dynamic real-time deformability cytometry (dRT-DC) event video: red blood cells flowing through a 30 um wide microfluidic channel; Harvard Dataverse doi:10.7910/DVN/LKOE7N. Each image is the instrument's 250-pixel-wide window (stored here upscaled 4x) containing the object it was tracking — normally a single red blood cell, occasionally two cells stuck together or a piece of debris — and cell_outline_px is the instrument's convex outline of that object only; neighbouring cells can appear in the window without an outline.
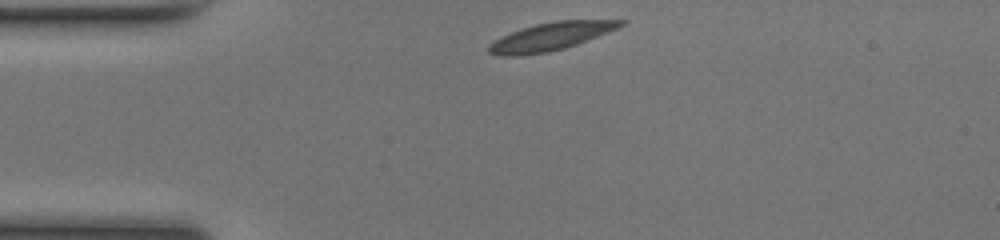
{"species": "common noctule bat (a hibernating species)", "species_latin": "Nyctalus noctula", "temperature_condition": "room temperature", "stored_images_in_passage": 34, "camera_frame_rate_fps": 3000, "um_per_image_px": 0.085, "animal": {"sex": "female", "body_mass_g": 17.0, "forearm_length_mm": 48.0}, "frame": {"image": 1, "passage_image": 1, "time_ms": 0.0, "image_size_px": [1000, 240], "cell_outline_px": [[628, 20], [624, 24], [608, 32], [576, 44], [564, 48], [548, 52], [516, 56], [500, 56], [488, 52], [488, 44], [512, 32], [536, 24], [556, 20]], "centroid_in_image_um": [46.81, 3.1], "position_along_channel_um": 38.2, "area_um2": 21.04}}
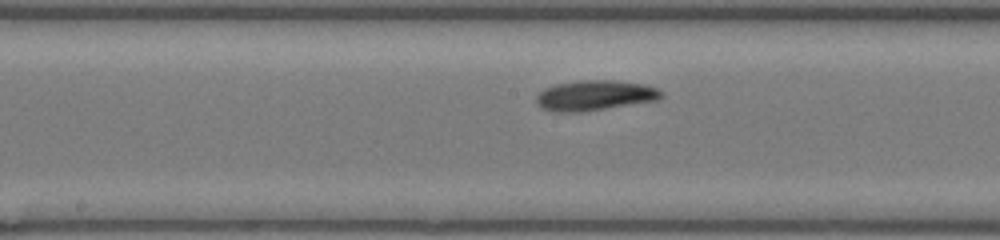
{"frame": {"image": 2, "passage_image": 15, "time_ms": 4.667, "image_size_px": [1000, 240], "cell_outline_px": [[664, 96], [660, 100], [580, 112], [556, 112], [540, 108], [536, 104], [536, 96], [544, 88], [556, 84], [584, 80], [616, 80], [644, 84], [656, 88], [664, 92]], "centroid_in_image_um": [50.58, 8.11], "position_along_channel_um": 197.6, "area_um2": 22.2}}
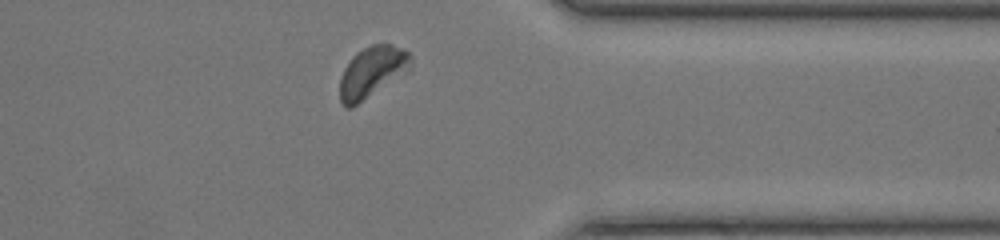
{"frame": {"image": 3, "passage_image": 29, "time_ms": 9.333, "image_size_px": [1000, 240], "cell_outline_px": [[412, 68], [352, 108], [348, 108], [340, 100], [340, 76], [344, 68], [352, 56], [356, 52], [372, 44], [392, 44], [404, 48], [412, 56]], "centroid_in_image_um": [31.64, 6.09], "position_along_channel_um": 379.8, "area_um2": 21.15}, "authors_computed_cell_mechanics": {"area_um2": 21.1837, "velocity_mm_per_s": 4.1202, "shape_relaxation_time_tau1_ms": 1.6414, "shape_relaxation_time_tau2_ms": 3.8605, "deformation_change_tau1": 0.0993, "deformation_change_tau2": 0.0841}}